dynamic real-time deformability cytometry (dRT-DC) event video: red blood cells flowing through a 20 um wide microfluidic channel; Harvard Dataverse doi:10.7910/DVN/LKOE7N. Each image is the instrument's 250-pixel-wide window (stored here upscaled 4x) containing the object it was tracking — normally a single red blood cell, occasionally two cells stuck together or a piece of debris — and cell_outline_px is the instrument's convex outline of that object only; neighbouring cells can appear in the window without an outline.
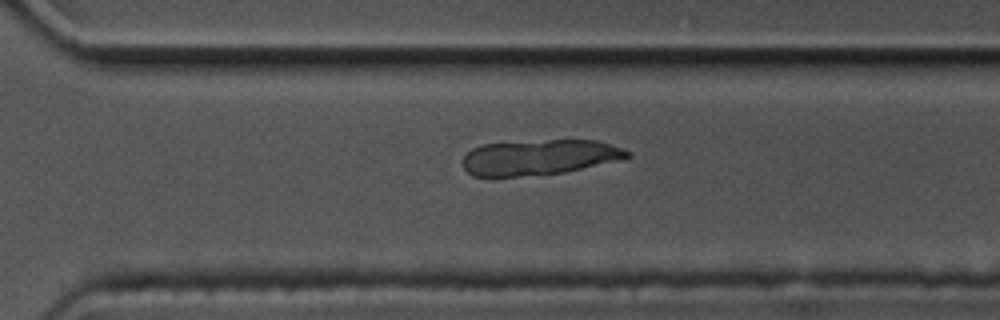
{"species": "common noctule bat (a hibernating species)", "species_latin": "Nyctalus noctula", "temperature_condition": "cold", "stored_images_in_passage": 58, "camera_frame_rate_fps": 3000, "um_per_image_px": 0.085, "animal": {"sex": "male", "body_mass_g": 17.5, "forearm_length_mm": 52.3}, "frame": {"image": 1, "passage_image": 41, "time_ms": 13.333, "image_size_px": [1000, 320], "cell_outline_px": [[632, 156], [624, 160], [564, 172], [516, 176], [472, 176], [464, 168], [464, 156], [472, 148], [484, 144], [548, 140], [596, 140], [632, 152]], "centroid_in_image_um": [45.9, 13.37], "position_along_channel_um": 324.7, "area_um2": 33.7}}